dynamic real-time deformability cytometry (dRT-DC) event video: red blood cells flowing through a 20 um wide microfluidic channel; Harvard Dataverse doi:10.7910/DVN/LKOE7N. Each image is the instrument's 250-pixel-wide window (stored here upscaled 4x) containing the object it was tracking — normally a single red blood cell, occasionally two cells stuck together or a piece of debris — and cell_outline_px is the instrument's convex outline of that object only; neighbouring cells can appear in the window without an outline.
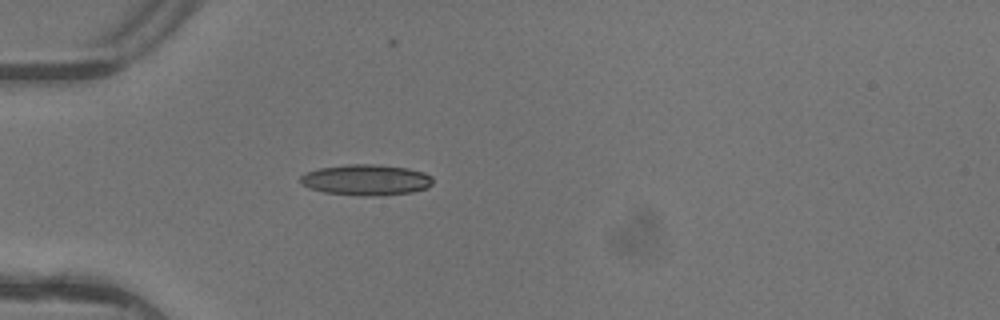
{"species": "common noctule bat (a hibernating species)", "species_latin": "Nyctalus noctula", "temperature_condition": "warm", "stored_images_in_passage": 5, "camera_frame_rate_fps": 3000, "um_per_image_px": 0.085, "animal": {"sex": "female"}, "frame": {"image": 1, "passage_image": 5, "time_ms": 1.333, "image_size_px": [1000, 320], "cell_outline_px": [[432, 184], [428, 188], [412, 192], [380, 196], [356, 196], [324, 192], [308, 188], [300, 184], [300, 176], [308, 172], [320, 168], [348, 164], [376, 164], [408, 168], [424, 172], [432, 176]], "centroid_in_image_um": [31.13, 15.3], "position_along_channel_um": 53.9, "area_um2": 24.1}}